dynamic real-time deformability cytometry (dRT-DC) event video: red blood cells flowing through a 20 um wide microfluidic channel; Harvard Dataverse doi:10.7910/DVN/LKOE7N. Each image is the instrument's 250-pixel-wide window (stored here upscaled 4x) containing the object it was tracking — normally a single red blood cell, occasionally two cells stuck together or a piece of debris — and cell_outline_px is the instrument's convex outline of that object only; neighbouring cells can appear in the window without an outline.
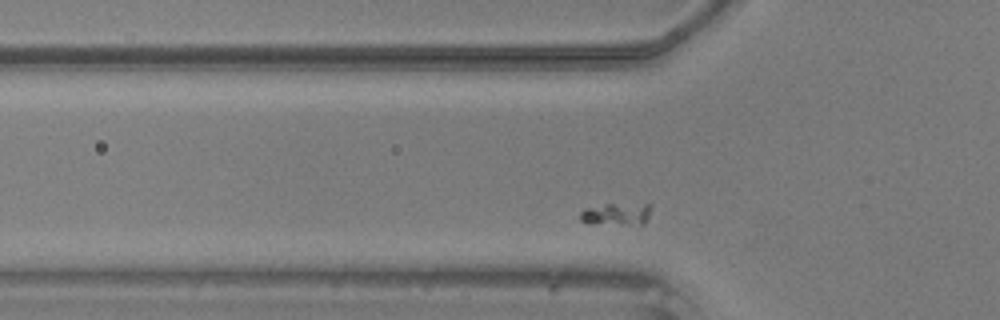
{"species": "common noctule bat (a hibernating species)", "species_latin": "Nyctalus noctula", "temperature_condition": "warm", "stored_images_in_passage": 30, "camera_frame_rate_fps": 3000, "um_per_image_px": 0.085, "animal": {"sex": "male", "body_mass_g": 20.5, "forearm_length_mm": 52.5}, "frame": {"image": 1, "passage_image": 4, "time_ms": 1.0, "image_size_px": [1000, 320], "cell_outline_px": [[652, 204], [648, 216], [644, 224], [640, 228], [588, 224], [580, 220], [580, 212], [588, 208], [604, 204]], "centroid_in_image_um": [52.44, 18.28], "position_along_channel_um": 73.4, "area_um2": 10.0}}
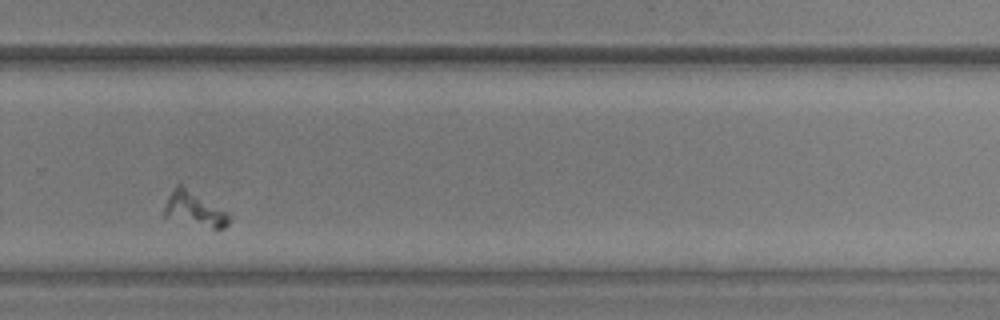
{"frame": {"image": 2, "passage_image": 23, "time_ms": 7.333, "image_size_px": [1000, 320], "cell_outline_px": [[228, 224], [224, 228], [212, 228], [164, 216], [164, 208], [172, 192], [180, 184], [228, 212]], "centroid_in_image_um": [16.56, 17.79], "position_along_channel_um": 313.2, "area_um2": 12.2}}
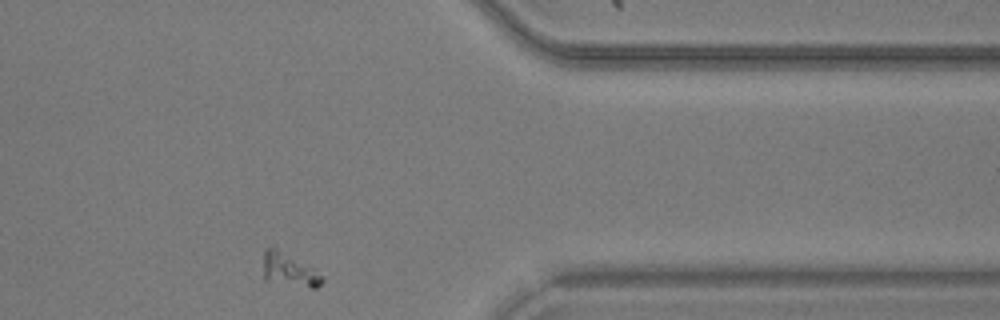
{"frame": {"image": 3, "passage_image": 30, "time_ms": 9.667, "image_size_px": [1000, 320], "cell_outline_px": [[324, 280], [316, 288], [312, 288], [264, 280], [264, 248], [272, 244], [316, 268], [324, 276]], "centroid_in_image_um": [24.6, 22.88], "position_along_channel_um": 386.8, "area_um2": 11.91}}